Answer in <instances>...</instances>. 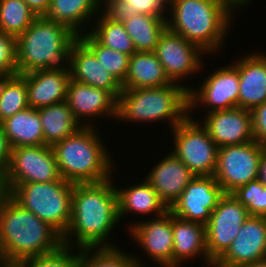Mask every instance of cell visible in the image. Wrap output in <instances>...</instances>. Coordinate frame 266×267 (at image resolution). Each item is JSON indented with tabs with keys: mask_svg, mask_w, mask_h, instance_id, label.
<instances>
[{
	"mask_svg": "<svg viewBox=\"0 0 266 267\" xmlns=\"http://www.w3.org/2000/svg\"><path fill=\"white\" fill-rule=\"evenodd\" d=\"M123 25L136 51H155L160 35L167 28V18L138 13Z\"/></svg>",
	"mask_w": 266,
	"mask_h": 267,
	"instance_id": "obj_29",
	"label": "cell"
},
{
	"mask_svg": "<svg viewBox=\"0 0 266 267\" xmlns=\"http://www.w3.org/2000/svg\"><path fill=\"white\" fill-rule=\"evenodd\" d=\"M17 74L16 38L0 30V77Z\"/></svg>",
	"mask_w": 266,
	"mask_h": 267,
	"instance_id": "obj_37",
	"label": "cell"
},
{
	"mask_svg": "<svg viewBox=\"0 0 266 267\" xmlns=\"http://www.w3.org/2000/svg\"><path fill=\"white\" fill-rule=\"evenodd\" d=\"M97 130V127H81L75 134L52 146L60 175L65 181L96 183L112 178L116 170L115 158H112L104 136Z\"/></svg>",
	"mask_w": 266,
	"mask_h": 267,
	"instance_id": "obj_5",
	"label": "cell"
},
{
	"mask_svg": "<svg viewBox=\"0 0 266 267\" xmlns=\"http://www.w3.org/2000/svg\"><path fill=\"white\" fill-rule=\"evenodd\" d=\"M171 83L154 51H136L129 57L122 89L157 88Z\"/></svg>",
	"mask_w": 266,
	"mask_h": 267,
	"instance_id": "obj_26",
	"label": "cell"
},
{
	"mask_svg": "<svg viewBox=\"0 0 266 267\" xmlns=\"http://www.w3.org/2000/svg\"><path fill=\"white\" fill-rule=\"evenodd\" d=\"M238 7L233 0H169L167 28L215 56L225 47Z\"/></svg>",
	"mask_w": 266,
	"mask_h": 267,
	"instance_id": "obj_2",
	"label": "cell"
},
{
	"mask_svg": "<svg viewBox=\"0 0 266 267\" xmlns=\"http://www.w3.org/2000/svg\"><path fill=\"white\" fill-rule=\"evenodd\" d=\"M243 267H266V259L249 265H245Z\"/></svg>",
	"mask_w": 266,
	"mask_h": 267,
	"instance_id": "obj_45",
	"label": "cell"
},
{
	"mask_svg": "<svg viewBox=\"0 0 266 267\" xmlns=\"http://www.w3.org/2000/svg\"><path fill=\"white\" fill-rule=\"evenodd\" d=\"M72 191L73 183L65 180L27 183L16 186L11 197L63 237L71 220Z\"/></svg>",
	"mask_w": 266,
	"mask_h": 267,
	"instance_id": "obj_7",
	"label": "cell"
},
{
	"mask_svg": "<svg viewBox=\"0 0 266 267\" xmlns=\"http://www.w3.org/2000/svg\"><path fill=\"white\" fill-rule=\"evenodd\" d=\"M113 178L73 184L71 220L62 237L64 246L76 249L118 246L109 238L120 223Z\"/></svg>",
	"mask_w": 266,
	"mask_h": 267,
	"instance_id": "obj_1",
	"label": "cell"
},
{
	"mask_svg": "<svg viewBox=\"0 0 266 267\" xmlns=\"http://www.w3.org/2000/svg\"><path fill=\"white\" fill-rule=\"evenodd\" d=\"M79 38L122 85L128 72L130 56L101 45L89 32L79 35Z\"/></svg>",
	"mask_w": 266,
	"mask_h": 267,
	"instance_id": "obj_34",
	"label": "cell"
},
{
	"mask_svg": "<svg viewBox=\"0 0 266 267\" xmlns=\"http://www.w3.org/2000/svg\"><path fill=\"white\" fill-rule=\"evenodd\" d=\"M258 180L266 187V149L262 152L259 162Z\"/></svg>",
	"mask_w": 266,
	"mask_h": 267,
	"instance_id": "obj_44",
	"label": "cell"
},
{
	"mask_svg": "<svg viewBox=\"0 0 266 267\" xmlns=\"http://www.w3.org/2000/svg\"><path fill=\"white\" fill-rule=\"evenodd\" d=\"M126 223L129 238H132L142 249L144 255L148 256L144 261L136 253H132L136 267H148L147 259L157 266L172 265L173 253V229L172 213L168 211L164 216L158 218L137 219ZM135 221V222H134ZM155 261V262H154ZM145 262V263H143Z\"/></svg>",
	"mask_w": 266,
	"mask_h": 267,
	"instance_id": "obj_10",
	"label": "cell"
},
{
	"mask_svg": "<svg viewBox=\"0 0 266 267\" xmlns=\"http://www.w3.org/2000/svg\"><path fill=\"white\" fill-rule=\"evenodd\" d=\"M89 33L107 48L129 56L136 52L132 39L125 30L123 23L110 20L101 11L93 20Z\"/></svg>",
	"mask_w": 266,
	"mask_h": 267,
	"instance_id": "obj_30",
	"label": "cell"
},
{
	"mask_svg": "<svg viewBox=\"0 0 266 267\" xmlns=\"http://www.w3.org/2000/svg\"><path fill=\"white\" fill-rule=\"evenodd\" d=\"M93 1L99 7V9H101L102 7H104L111 0H93Z\"/></svg>",
	"mask_w": 266,
	"mask_h": 267,
	"instance_id": "obj_46",
	"label": "cell"
},
{
	"mask_svg": "<svg viewBox=\"0 0 266 267\" xmlns=\"http://www.w3.org/2000/svg\"><path fill=\"white\" fill-rule=\"evenodd\" d=\"M29 8L37 15V16H45L48 12V8L50 5V0H24Z\"/></svg>",
	"mask_w": 266,
	"mask_h": 267,
	"instance_id": "obj_43",
	"label": "cell"
},
{
	"mask_svg": "<svg viewBox=\"0 0 266 267\" xmlns=\"http://www.w3.org/2000/svg\"><path fill=\"white\" fill-rule=\"evenodd\" d=\"M148 266L153 267V266H150V264ZM155 267H182V266H180V265H167V266H155Z\"/></svg>",
	"mask_w": 266,
	"mask_h": 267,
	"instance_id": "obj_49",
	"label": "cell"
},
{
	"mask_svg": "<svg viewBox=\"0 0 266 267\" xmlns=\"http://www.w3.org/2000/svg\"><path fill=\"white\" fill-rule=\"evenodd\" d=\"M254 141L266 146V101L251 110Z\"/></svg>",
	"mask_w": 266,
	"mask_h": 267,
	"instance_id": "obj_39",
	"label": "cell"
},
{
	"mask_svg": "<svg viewBox=\"0 0 266 267\" xmlns=\"http://www.w3.org/2000/svg\"><path fill=\"white\" fill-rule=\"evenodd\" d=\"M265 149V145L255 141L219 147L213 176L224 193H232L258 179L259 162Z\"/></svg>",
	"mask_w": 266,
	"mask_h": 267,
	"instance_id": "obj_11",
	"label": "cell"
},
{
	"mask_svg": "<svg viewBox=\"0 0 266 267\" xmlns=\"http://www.w3.org/2000/svg\"><path fill=\"white\" fill-rule=\"evenodd\" d=\"M157 161L145 179L170 208L196 176L170 151Z\"/></svg>",
	"mask_w": 266,
	"mask_h": 267,
	"instance_id": "obj_20",
	"label": "cell"
},
{
	"mask_svg": "<svg viewBox=\"0 0 266 267\" xmlns=\"http://www.w3.org/2000/svg\"><path fill=\"white\" fill-rule=\"evenodd\" d=\"M189 116L188 89L179 83L157 88L122 89L117 99V122H163L172 130Z\"/></svg>",
	"mask_w": 266,
	"mask_h": 267,
	"instance_id": "obj_6",
	"label": "cell"
},
{
	"mask_svg": "<svg viewBox=\"0 0 266 267\" xmlns=\"http://www.w3.org/2000/svg\"><path fill=\"white\" fill-rule=\"evenodd\" d=\"M266 259V217H249L213 267H243Z\"/></svg>",
	"mask_w": 266,
	"mask_h": 267,
	"instance_id": "obj_17",
	"label": "cell"
},
{
	"mask_svg": "<svg viewBox=\"0 0 266 267\" xmlns=\"http://www.w3.org/2000/svg\"><path fill=\"white\" fill-rule=\"evenodd\" d=\"M0 267H9V265L2 258H0Z\"/></svg>",
	"mask_w": 266,
	"mask_h": 267,
	"instance_id": "obj_48",
	"label": "cell"
},
{
	"mask_svg": "<svg viewBox=\"0 0 266 267\" xmlns=\"http://www.w3.org/2000/svg\"><path fill=\"white\" fill-rule=\"evenodd\" d=\"M231 194L246 207L249 215L266 217V187L258 179L238 187Z\"/></svg>",
	"mask_w": 266,
	"mask_h": 267,
	"instance_id": "obj_36",
	"label": "cell"
},
{
	"mask_svg": "<svg viewBox=\"0 0 266 267\" xmlns=\"http://www.w3.org/2000/svg\"><path fill=\"white\" fill-rule=\"evenodd\" d=\"M78 261L79 249L62 245L54 252L28 258L9 267H78Z\"/></svg>",
	"mask_w": 266,
	"mask_h": 267,
	"instance_id": "obj_35",
	"label": "cell"
},
{
	"mask_svg": "<svg viewBox=\"0 0 266 267\" xmlns=\"http://www.w3.org/2000/svg\"><path fill=\"white\" fill-rule=\"evenodd\" d=\"M28 107L25 78L19 74L0 77V123Z\"/></svg>",
	"mask_w": 266,
	"mask_h": 267,
	"instance_id": "obj_31",
	"label": "cell"
},
{
	"mask_svg": "<svg viewBox=\"0 0 266 267\" xmlns=\"http://www.w3.org/2000/svg\"><path fill=\"white\" fill-rule=\"evenodd\" d=\"M249 217L247 209L231 193H225L205 225L206 250L215 263L230 247Z\"/></svg>",
	"mask_w": 266,
	"mask_h": 267,
	"instance_id": "obj_14",
	"label": "cell"
},
{
	"mask_svg": "<svg viewBox=\"0 0 266 267\" xmlns=\"http://www.w3.org/2000/svg\"><path fill=\"white\" fill-rule=\"evenodd\" d=\"M99 12L100 9L93 0H50L45 17L81 35L90 31Z\"/></svg>",
	"mask_w": 266,
	"mask_h": 267,
	"instance_id": "obj_25",
	"label": "cell"
},
{
	"mask_svg": "<svg viewBox=\"0 0 266 267\" xmlns=\"http://www.w3.org/2000/svg\"><path fill=\"white\" fill-rule=\"evenodd\" d=\"M11 146L8 141L6 134L3 131V127L0 124V170L7 171L10 157H11Z\"/></svg>",
	"mask_w": 266,
	"mask_h": 267,
	"instance_id": "obj_41",
	"label": "cell"
},
{
	"mask_svg": "<svg viewBox=\"0 0 266 267\" xmlns=\"http://www.w3.org/2000/svg\"><path fill=\"white\" fill-rule=\"evenodd\" d=\"M251 3H252V0H240V7L244 9L247 6H250Z\"/></svg>",
	"mask_w": 266,
	"mask_h": 267,
	"instance_id": "obj_47",
	"label": "cell"
},
{
	"mask_svg": "<svg viewBox=\"0 0 266 267\" xmlns=\"http://www.w3.org/2000/svg\"><path fill=\"white\" fill-rule=\"evenodd\" d=\"M130 8L132 17L136 14L151 15L154 17L167 18L169 9L168 0H125Z\"/></svg>",
	"mask_w": 266,
	"mask_h": 267,
	"instance_id": "obj_38",
	"label": "cell"
},
{
	"mask_svg": "<svg viewBox=\"0 0 266 267\" xmlns=\"http://www.w3.org/2000/svg\"><path fill=\"white\" fill-rule=\"evenodd\" d=\"M22 76L26 80L29 107L38 109L66 100L71 80L70 72L39 69L22 74Z\"/></svg>",
	"mask_w": 266,
	"mask_h": 267,
	"instance_id": "obj_24",
	"label": "cell"
},
{
	"mask_svg": "<svg viewBox=\"0 0 266 267\" xmlns=\"http://www.w3.org/2000/svg\"><path fill=\"white\" fill-rule=\"evenodd\" d=\"M240 8V0H233Z\"/></svg>",
	"mask_w": 266,
	"mask_h": 267,
	"instance_id": "obj_50",
	"label": "cell"
},
{
	"mask_svg": "<svg viewBox=\"0 0 266 267\" xmlns=\"http://www.w3.org/2000/svg\"><path fill=\"white\" fill-rule=\"evenodd\" d=\"M70 74L72 80L109 91L116 99L122 91V85L81 40L72 50Z\"/></svg>",
	"mask_w": 266,
	"mask_h": 267,
	"instance_id": "obj_22",
	"label": "cell"
},
{
	"mask_svg": "<svg viewBox=\"0 0 266 267\" xmlns=\"http://www.w3.org/2000/svg\"><path fill=\"white\" fill-rule=\"evenodd\" d=\"M65 101L82 127L98 128L96 119L99 118L115 119L116 122L117 99L109 91L71 79Z\"/></svg>",
	"mask_w": 266,
	"mask_h": 267,
	"instance_id": "obj_16",
	"label": "cell"
},
{
	"mask_svg": "<svg viewBox=\"0 0 266 267\" xmlns=\"http://www.w3.org/2000/svg\"><path fill=\"white\" fill-rule=\"evenodd\" d=\"M173 253L172 265L184 266L187 262L201 260L205 267H213L206 250L205 225L182 219L172 214Z\"/></svg>",
	"mask_w": 266,
	"mask_h": 267,
	"instance_id": "obj_21",
	"label": "cell"
},
{
	"mask_svg": "<svg viewBox=\"0 0 266 267\" xmlns=\"http://www.w3.org/2000/svg\"><path fill=\"white\" fill-rule=\"evenodd\" d=\"M194 115L195 113L189 114V117L193 120L199 119L218 147L254 141L250 110L234 107L203 114L205 117L197 118Z\"/></svg>",
	"mask_w": 266,
	"mask_h": 267,
	"instance_id": "obj_18",
	"label": "cell"
},
{
	"mask_svg": "<svg viewBox=\"0 0 266 267\" xmlns=\"http://www.w3.org/2000/svg\"><path fill=\"white\" fill-rule=\"evenodd\" d=\"M10 197L11 190L9 187L7 174L5 171L0 170V210Z\"/></svg>",
	"mask_w": 266,
	"mask_h": 267,
	"instance_id": "obj_42",
	"label": "cell"
},
{
	"mask_svg": "<svg viewBox=\"0 0 266 267\" xmlns=\"http://www.w3.org/2000/svg\"><path fill=\"white\" fill-rule=\"evenodd\" d=\"M231 64L239 72L238 107L252 110L266 101V51L246 53Z\"/></svg>",
	"mask_w": 266,
	"mask_h": 267,
	"instance_id": "obj_19",
	"label": "cell"
},
{
	"mask_svg": "<svg viewBox=\"0 0 266 267\" xmlns=\"http://www.w3.org/2000/svg\"><path fill=\"white\" fill-rule=\"evenodd\" d=\"M117 194L118 217L120 224L121 219L125 220L126 216L147 215L153 216L150 218H158L164 216L169 208L159 198L158 194L152 188L151 184L144 178L143 181L128 184L127 187L116 186L117 181H114ZM134 212V213H133Z\"/></svg>",
	"mask_w": 266,
	"mask_h": 267,
	"instance_id": "obj_23",
	"label": "cell"
},
{
	"mask_svg": "<svg viewBox=\"0 0 266 267\" xmlns=\"http://www.w3.org/2000/svg\"><path fill=\"white\" fill-rule=\"evenodd\" d=\"M100 11L110 20L121 22L130 19V8L126 6L125 0H111Z\"/></svg>",
	"mask_w": 266,
	"mask_h": 267,
	"instance_id": "obj_40",
	"label": "cell"
},
{
	"mask_svg": "<svg viewBox=\"0 0 266 267\" xmlns=\"http://www.w3.org/2000/svg\"><path fill=\"white\" fill-rule=\"evenodd\" d=\"M224 65L211 73L207 71V77L204 76L205 79L199 83L198 87L190 85L188 90L189 114L199 109L202 112L201 108L205 109L204 114H208L238 107L239 72L230 62Z\"/></svg>",
	"mask_w": 266,
	"mask_h": 267,
	"instance_id": "obj_9",
	"label": "cell"
},
{
	"mask_svg": "<svg viewBox=\"0 0 266 267\" xmlns=\"http://www.w3.org/2000/svg\"><path fill=\"white\" fill-rule=\"evenodd\" d=\"M63 245L62 236L10 197L0 210V258L9 266L46 255Z\"/></svg>",
	"mask_w": 266,
	"mask_h": 267,
	"instance_id": "obj_3",
	"label": "cell"
},
{
	"mask_svg": "<svg viewBox=\"0 0 266 267\" xmlns=\"http://www.w3.org/2000/svg\"><path fill=\"white\" fill-rule=\"evenodd\" d=\"M78 267H136L133 255L118 247L79 249Z\"/></svg>",
	"mask_w": 266,
	"mask_h": 267,
	"instance_id": "obj_33",
	"label": "cell"
},
{
	"mask_svg": "<svg viewBox=\"0 0 266 267\" xmlns=\"http://www.w3.org/2000/svg\"><path fill=\"white\" fill-rule=\"evenodd\" d=\"M44 145L53 146L75 134L82 126L76 121L66 101L38 108Z\"/></svg>",
	"mask_w": 266,
	"mask_h": 267,
	"instance_id": "obj_28",
	"label": "cell"
},
{
	"mask_svg": "<svg viewBox=\"0 0 266 267\" xmlns=\"http://www.w3.org/2000/svg\"><path fill=\"white\" fill-rule=\"evenodd\" d=\"M0 124L11 148L44 145V134L37 109L28 107Z\"/></svg>",
	"mask_w": 266,
	"mask_h": 267,
	"instance_id": "obj_27",
	"label": "cell"
},
{
	"mask_svg": "<svg viewBox=\"0 0 266 267\" xmlns=\"http://www.w3.org/2000/svg\"><path fill=\"white\" fill-rule=\"evenodd\" d=\"M154 52L168 78L172 82L184 85L188 90L190 86L185 82L182 84L183 81L190 76L192 79L196 74H201L205 69V57H208L198 46L168 28L160 35Z\"/></svg>",
	"mask_w": 266,
	"mask_h": 267,
	"instance_id": "obj_12",
	"label": "cell"
},
{
	"mask_svg": "<svg viewBox=\"0 0 266 267\" xmlns=\"http://www.w3.org/2000/svg\"><path fill=\"white\" fill-rule=\"evenodd\" d=\"M79 40L67 26L37 16L16 38L18 74L39 69L70 72L72 50Z\"/></svg>",
	"mask_w": 266,
	"mask_h": 267,
	"instance_id": "obj_4",
	"label": "cell"
},
{
	"mask_svg": "<svg viewBox=\"0 0 266 267\" xmlns=\"http://www.w3.org/2000/svg\"><path fill=\"white\" fill-rule=\"evenodd\" d=\"M169 149L195 176H213L219 147L198 120L189 116L172 130Z\"/></svg>",
	"mask_w": 266,
	"mask_h": 267,
	"instance_id": "obj_8",
	"label": "cell"
},
{
	"mask_svg": "<svg viewBox=\"0 0 266 267\" xmlns=\"http://www.w3.org/2000/svg\"><path fill=\"white\" fill-rule=\"evenodd\" d=\"M224 194L214 176H196L169 211L182 219L206 225Z\"/></svg>",
	"mask_w": 266,
	"mask_h": 267,
	"instance_id": "obj_15",
	"label": "cell"
},
{
	"mask_svg": "<svg viewBox=\"0 0 266 267\" xmlns=\"http://www.w3.org/2000/svg\"><path fill=\"white\" fill-rule=\"evenodd\" d=\"M10 190L19 184L64 180L51 146H21L11 149L6 171Z\"/></svg>",
	"mask_w": 266,
	"mask_h": 267,
	"instance_id": "obj_13",
	"label": "cell"
},
{
	"mask_svg": "<svg viewBox=\"0 0 266 267\" xmlns=\"http://www.w3.org/2000/svg\"><path fill=\"white\" fill-rule=\"evenodd\" d=\"M37 15L24 0H0V30L17 38Z\"/></svg>",
	"mask_w": 266,
	"mask_h": 267,
	"instance_id": "obj_32",
	"label": "cell"
}]
</instances>
